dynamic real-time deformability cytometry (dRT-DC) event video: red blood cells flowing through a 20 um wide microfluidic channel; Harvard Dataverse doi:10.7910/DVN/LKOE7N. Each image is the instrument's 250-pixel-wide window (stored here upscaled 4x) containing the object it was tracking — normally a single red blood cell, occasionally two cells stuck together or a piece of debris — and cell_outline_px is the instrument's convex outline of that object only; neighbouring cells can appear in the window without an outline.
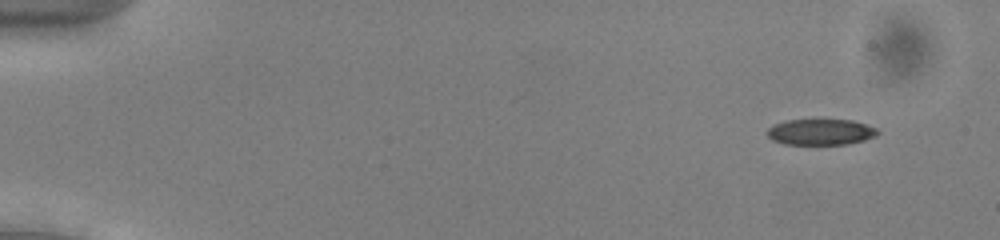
{"species": "common noctule bat (a hibernating species)", "species_latin": "Nyctalus noctula", "temperature_condition": "cold", "stored_images_in_passage": 53, "camera_frame_rate_fps": 3000, "um_per_image_px": 0.085, "animal": {"sex": "male", "body_mass_g": 13.0, "forearm_length_mm": 53.1}, "frame": {"image": 1, "passage_image": 4, "time_ms": 1.0, "image_size_px": [1000, 240], "cell_outline_px": [[880, 132], [876, 136], [864, 140], [848, 144], [784, 144], [772, 140], [764, 132], [772, 124], [784, 120], [852, 120], [876, 128]], "centroid_in_image_um": [69.71, 11.22], "position_along_channel_um": 15.3, "area_um2": 16.82}}
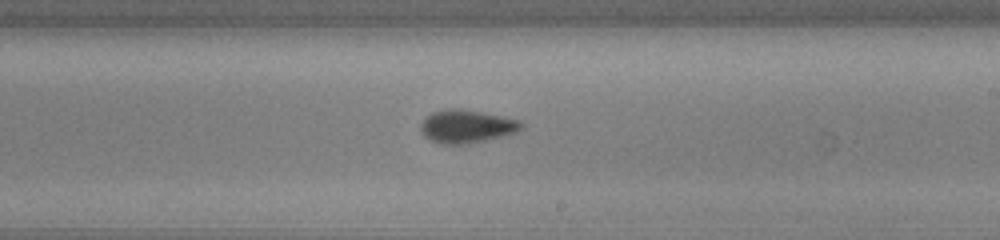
{"frame": {"image": 2, "passage_image": 32, "time_ms": 10.333, "image_size_px": [1000, 240], "cell_outline_px": [[524, 124], [516, 132], [484, 140], [464, 144], [440, 144], [424, 136], [420, 128], [420, 124], [424, 116], [432, 112], [448, 108], [460, 108], [484, 112], [504, 116], [520, 120]], "centroid_in_image_um": [39.62, 10.71], "position_along_channel_um": 249.4, "area_um2": 19.48}}
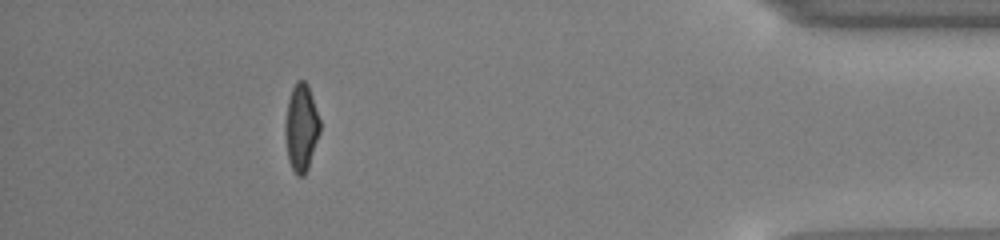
{"frame": {"image": 3, "passage_image": 48, "time_ms": 15.667, "image_size_px": [1000, 240], "cell_outline_px": [[320, 132], [308, 168], [304, 176], [296, 176], [288, 160], [284, 132], [284, 124], [288, 100], [292, 88], [296, 80], [304, 80], [308, 84], [320, 120]], "centroid_in_image_um": [25.59, 10.84], "position_along_channel_um": 409.6, "area_um2": 17.86}, "authors_computed_cell_mechanics": {"area_um2": 17.8602, "velocity_mm_per_s": 3.915, "shape_relaxation_time_tau1_ms": 2.7223, "shape_relaxation_time_tau2_ms": 4.6541, "deformation_change_tau1": 0.1227, "deformation_change_tau2": 0.0995}}